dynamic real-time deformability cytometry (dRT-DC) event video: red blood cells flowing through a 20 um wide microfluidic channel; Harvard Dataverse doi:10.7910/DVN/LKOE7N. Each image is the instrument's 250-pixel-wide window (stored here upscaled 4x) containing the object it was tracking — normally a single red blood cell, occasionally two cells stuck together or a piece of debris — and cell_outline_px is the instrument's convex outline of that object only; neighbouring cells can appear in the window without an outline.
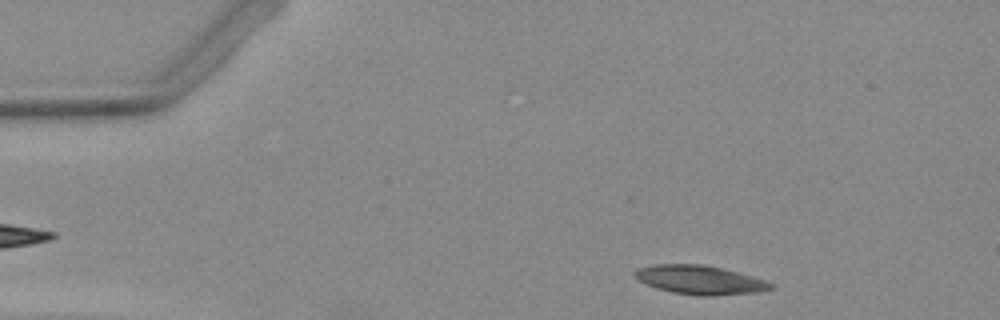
{"species": "Egyptian fruit bat (a non-hibernating species)", "species_latin": "Rousettus aegyptiacus", "temperature_condition": "warm", "stored_images_in_passage": 38, "camera_frame_rate_fps": 3000, "um_per_image_px": 0.085, "animal": {"sex": "female"}, "frame": {"image": 1, "passage_image": 2, "time_ms": 0.333, "image_size_px": [1000, 320], "cell_outline_px": [[776, 288], [756, 292], [712, 296], [704, 296], [672, 292], [656, 288], [640, 280], [632, 272], [636, 268], [656, 264], [700, 264], [720, 268], [752, 276], [776, 284]], "centroid_in_image_um": [59.51, 23.79], "position_along_channel_um": 25.5, "area_um2": 22.72}}
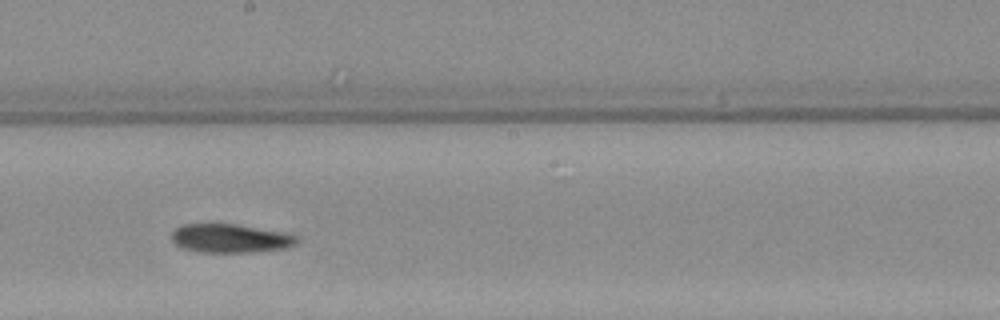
{"frame": {"image": 2, "passage_image": 23, "time_ms": 7.333, "image_size_px": [1000, 320], "cell_outline_px": [[300, 240], [296, 244], [284, 248], [252, 252], [200, 252], [184, 248], [176, 244], [172, 240], [172, 232], [176, 228], [184, 224], [236, 224], [280, 232], [296, 236]], "centroid_in_image_um": [19.56, 20.26], "position_along_channel_um": 228.6, "area_um2": 20.63}}
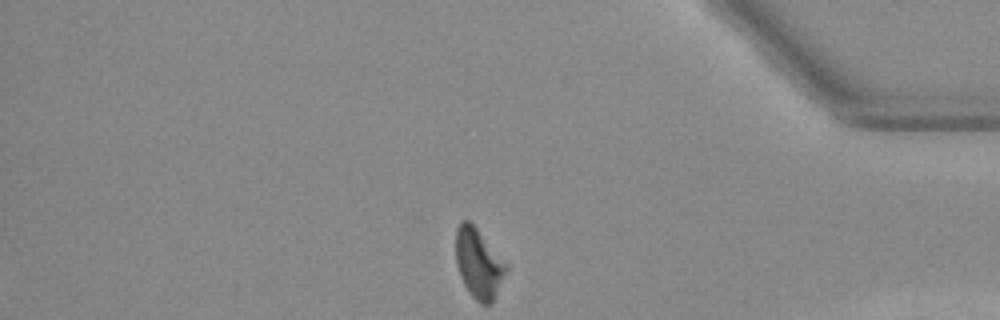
{"frame": {"image": 3, "passage_image": 38, "time_ms": 12.333, "image_size_px": [1000, 320], "cell_outline_px": [[508, 268], [492, 304], [480, 304], [472, 296], [464, 284], [460, 276], [456, 264], [456, 228], [464, 220], [468, 220], [476, 228], [508, 264]], "centroid_in_image_um": [40.69, 22.42], "position_along_channel_um": 394.5, "area_um2": 20.29}}